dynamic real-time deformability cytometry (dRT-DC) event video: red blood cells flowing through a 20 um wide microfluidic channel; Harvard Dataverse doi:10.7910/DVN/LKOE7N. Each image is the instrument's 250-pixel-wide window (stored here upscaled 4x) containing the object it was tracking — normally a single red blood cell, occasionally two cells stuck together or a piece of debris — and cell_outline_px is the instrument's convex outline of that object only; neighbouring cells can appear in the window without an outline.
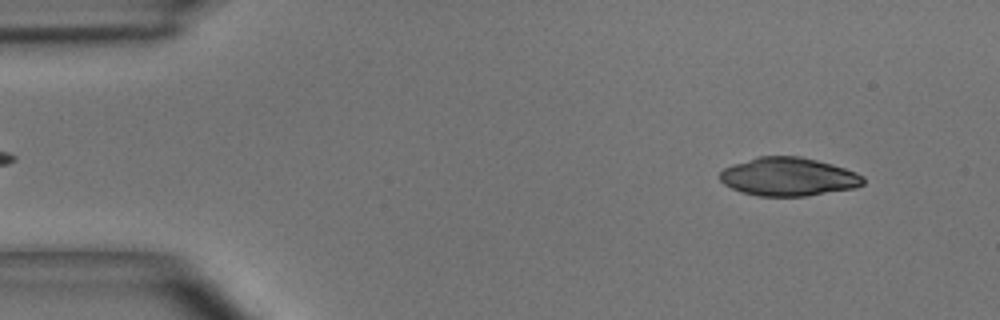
{"species": "common noctule bat (a hibernating species)", "species_latin": "Nyctalus noctula", "temperature_condition": "room temperature", "stored_images_in_passage": 4, "camera_frame_rate_fps": 3000, "um_per_image_px": 0.085, "animal": {"sex": "male", "body_mass_g": 15.6}, "frame": {"image": 1, "passage_image": 1, "time_ms": 0.0, "image_size_px": [1000, 320], "cell_outline_px": [[864, 184], [856, 188], [804, 196], [760, 196], [740, 192], [724, 184], [720, 180], [720, 172], [724, 168], [732, 164], [756, 156], [800, 156], [832, 164], [856, 172], [864, 176]], "centroid_in_image_um": [67.01, 15.02], "position_along_channel_um": 18.0, "area_um2": 32.19}}